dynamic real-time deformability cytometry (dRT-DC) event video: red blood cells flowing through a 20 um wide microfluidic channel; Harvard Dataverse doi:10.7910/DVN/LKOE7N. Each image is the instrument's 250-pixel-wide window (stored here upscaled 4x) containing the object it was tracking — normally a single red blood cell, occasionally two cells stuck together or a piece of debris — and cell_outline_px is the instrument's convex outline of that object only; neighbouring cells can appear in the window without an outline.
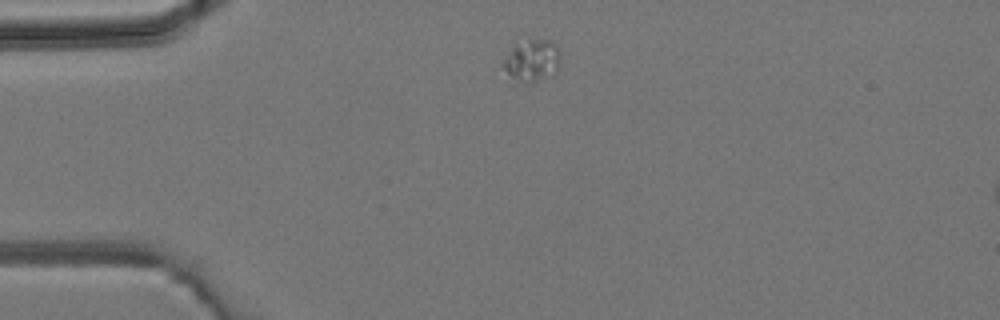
{"species": "common noctule bat (a hibernating species)", "species_latin": "Nyctalus noctula", "temperature_condition": "room temperature", "stored_images_in_passage": 4, "camera_frame_rate_fps": 3000, "um_per_image_px": 0.085, "animal": {"sex": "male", "body_mass_g": 19.2, "forearm_length_mm": 51.8}, "frame": {"image": 1, "passage_image": 4, "time_ms": 5.0, "image_size_px": [1000, 320], "cell_outline_px": [[560, 64], [556, 72], [552, 76], [528, 84], [516, 84], [500, 64], [508, 52], [516, 44], [528, 36], [552, 40], [560, 48]], "centroid_in_image_um": [45.23, 5.13], "position_along_channel_um": 39.8, "area_um2": 15.09}}